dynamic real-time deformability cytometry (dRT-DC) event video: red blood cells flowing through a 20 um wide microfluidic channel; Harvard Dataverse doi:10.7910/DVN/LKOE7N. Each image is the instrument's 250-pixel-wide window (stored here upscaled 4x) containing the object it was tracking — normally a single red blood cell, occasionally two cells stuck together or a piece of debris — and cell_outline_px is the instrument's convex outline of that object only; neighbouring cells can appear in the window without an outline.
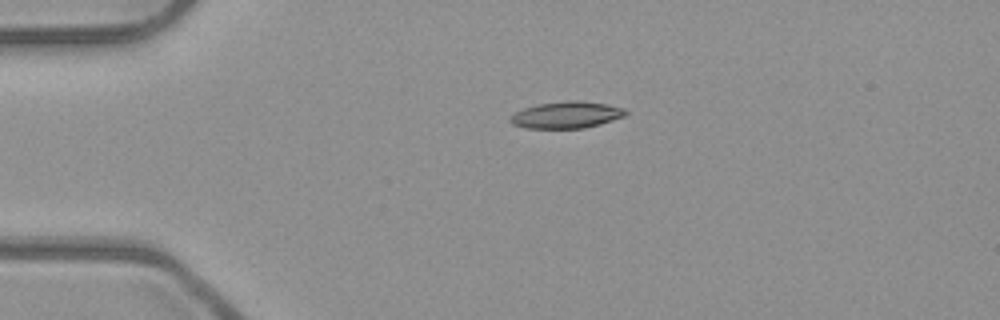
{"species": "common noctule bat (a hibernating species)", "species_latin": "Nyctalus noctula", "temperature_condition": "room temperature", "stored_images_in_passage": 2, "camera_frame_rate_fps": 3000, "um_per_image_px": 0.085, "animal": {"sex": "male", "body_mass_g": 23.1, "forearm_length_mm": 52.7}, "frame": {"image": 1, "passage_image": 1, "time_ms": 0.0, "image_size_px": [1000, 320], "cell_outline_px": [[628, 112], [624, 116], [600, 124], [584, 128], [528, 128], [512, 124], [508, 120], [516, 112], [524, 108], [540, 104], [568, 100], [580, 100], [604, 104], [624, 108]], "centroid_in_image_um": [48.16, 9.77], "position_along_channel_um": 36.8, "area_um2": 17.74}}